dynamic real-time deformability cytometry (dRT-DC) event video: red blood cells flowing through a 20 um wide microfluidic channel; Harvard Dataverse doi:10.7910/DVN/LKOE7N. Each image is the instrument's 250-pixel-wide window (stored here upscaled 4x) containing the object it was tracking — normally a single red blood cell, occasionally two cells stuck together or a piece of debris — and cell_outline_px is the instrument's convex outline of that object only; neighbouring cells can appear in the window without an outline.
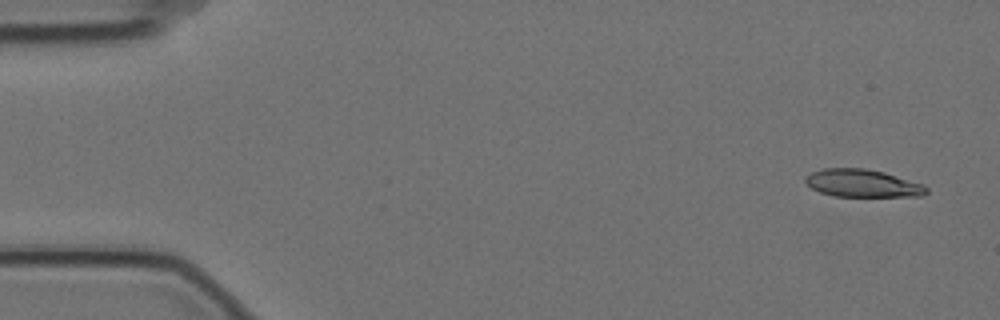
{"species": "Egyptian fruit bat (a non-hibernating species)", "species_latin": "Rousettus aegyptiacus", "temperature_condition": "cold", "stored_images_in_passage": 4, "camera_frame_rate_fps": 3000, "um_per_image_px": 0.085, "animal": {"sex": "female"}, "frame": {"image": 1, "passage_image": 1, "time_ms": 0.0, "image_size_px": [1000, 320], "cell_outline_px": [[928, 192], [924, 196], [832, 196], [820, 192], [812, 188], [804, 180], [804, 176], [812, 172], [824, 168], [864, 168], [884, 172], [924, 184], [928, 188]], "centroid_in_image_um": [73.33, 15.58], "position_along_channel_um": 11.7, "area_um2": 19.59}}
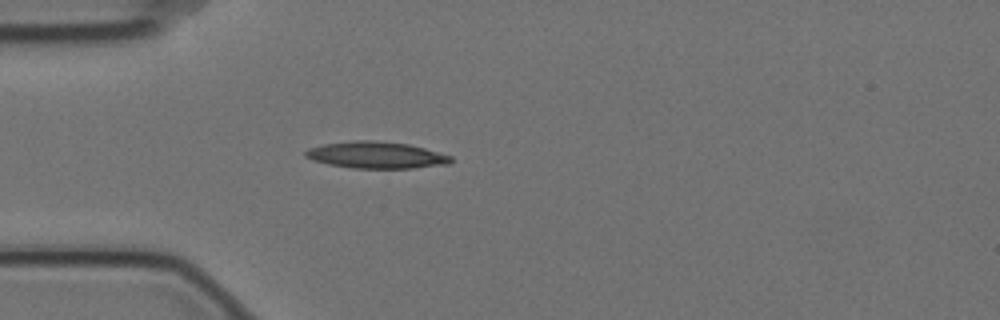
{"frame": {"image": 2, "passage_image": 4, "time_ms": 1.0, "image_size_px": [1000, 320], "cell_outline_px": [[452, 160], [448, 164], [412, 168], [352, 168], [328, 164], [312, 160], [304, 156], [304, 152], [308, 148], [324, 144], [356, 140], [372, 140], [408, 144], [424, 148], [452, 156]], "centroid_in_image_um": [31.95, 13.18], "position_along_channel_um": 53.1, "area_um2": 22.54}}